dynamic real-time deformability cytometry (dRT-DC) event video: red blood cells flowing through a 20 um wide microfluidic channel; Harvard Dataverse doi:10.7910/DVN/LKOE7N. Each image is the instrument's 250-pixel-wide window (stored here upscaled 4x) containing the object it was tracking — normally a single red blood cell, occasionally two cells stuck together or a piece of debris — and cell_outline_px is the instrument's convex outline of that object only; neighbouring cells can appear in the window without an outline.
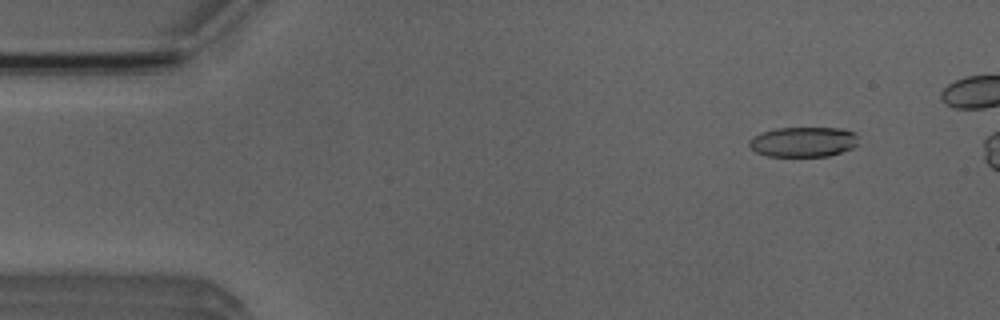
{"species": "Egyptian fruit bat (a non-hibernating species)", "species_latin": "Rousettus aegyptiacus", "temperature_condition": "room temperature", "stored_images_in_passage": 46, "camera_frame_rate_fps": 3000, "um_per_image_px": 0.085, "animal": {"sex": "male"}, "frame": {"image": 1, "passage_image": 5, "time_ms": 1.333, "image_size_px": [1000, 320], "cell_outline_px": [[860, 136], [856, 144], [852, 148], [828, 156], [768, 156], [756, 152], [748, 144], [748, 140], [752, 136], [760, 132], [776, 128], [840, 128], [856, 132]], "centroid_in_image_um": [68.28, 12.04], "position_along_channel_um": 16.7, "area_um2": 19.31}}
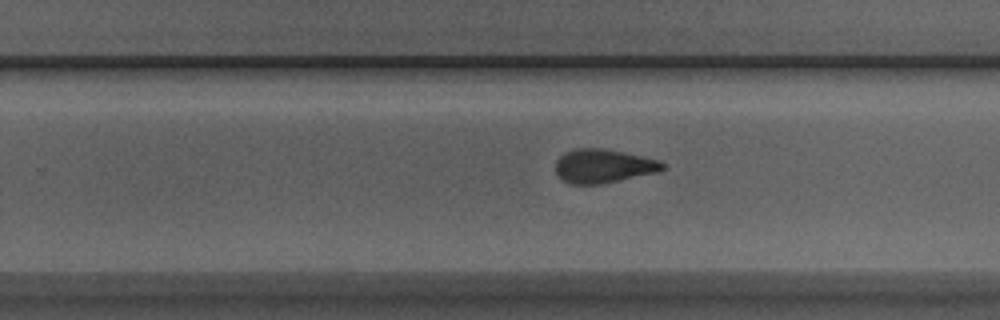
{"frame": {"image": 2, "passage_image": 32, "time_ms": 10.333, "image_size_px": [1000, 320], "cell_outline_px": [[664, 168], [660, 172], [600, 184], [568, 184], [556, 172], [556, 160], [564, 152], [576, 148], [604, 148], [624, 152], [660, 160], [664, 164]], "centroid_in_image_um": [51.29, 14.11], "position_along_channel_um": 278.5, "area_um2": 21.15}}
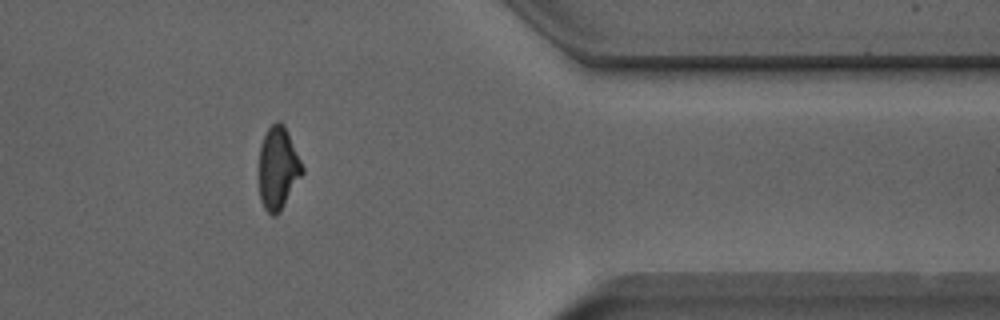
{"frame": {"image": 3, "passage_image": 42, "time_ms": 13.667, "image_size_px": [1000, 320], "cell_outline_px": [[304, 172], [280, 212], [276, 216], [272, 216], [264, 208], [260, 200], [260, 144], [268, 128], [276, 120], [280, 120], [284, 124], [288, 132], [304, 168]], "centroid_in_image_um": [23.64, 14.29], "position_along_channel_um": 387.8, "area_um2": 20.81}, "authors_computed_cell_mechanics": {"area_um2": 21.1259, "velocity_mm_per_s": 3.947, "shape_relaxation_time_tau1_ms": 6.3804, "shape_relaxation_time_tau2_ms": 1.3617, "deformation_change_tau1": 0.207, "deformation_change_tau2": 0.0811}}